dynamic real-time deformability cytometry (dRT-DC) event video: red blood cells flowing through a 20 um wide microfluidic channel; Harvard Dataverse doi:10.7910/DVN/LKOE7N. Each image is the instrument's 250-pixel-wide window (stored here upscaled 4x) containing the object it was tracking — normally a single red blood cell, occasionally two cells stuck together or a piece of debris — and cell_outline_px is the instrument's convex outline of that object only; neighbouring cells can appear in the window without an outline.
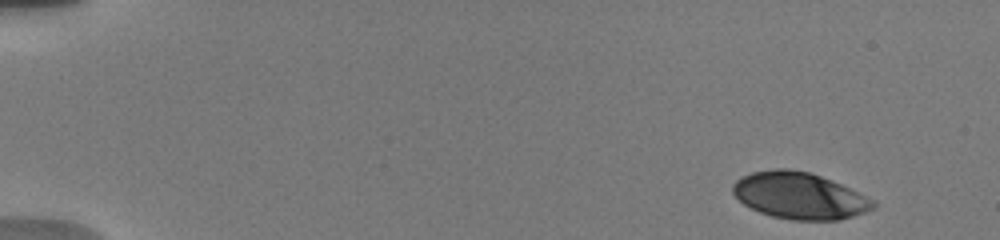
{"species": "human", "species_latin": "Homo sapiens", "temperature_condition": "warm", "stored_images_in_passage": 5, "camera_frame_rate_fps": 3000, "um_per_image_px": 0.085, "donor": {"sex": "male"}, "frame": {"image": 1, "passage_image": 1, "time_ms": 0.0, "image_size_px": [1000, 240], "cell_outline_px": [[876, 208], [840, 220], [792, 220], [772, 216], [760, 212], [744, 204], [732, 192], [732, 184], [736, 180], [752, 172], [776, 168], [788, 168], [808, 172], [820, 176], [840, 184], [872, 200], [876, 204]], "centroid_in_image_um": [67.92, 16.64], "position_along_channel_um": 17.1, "area_um2": 37.69}}
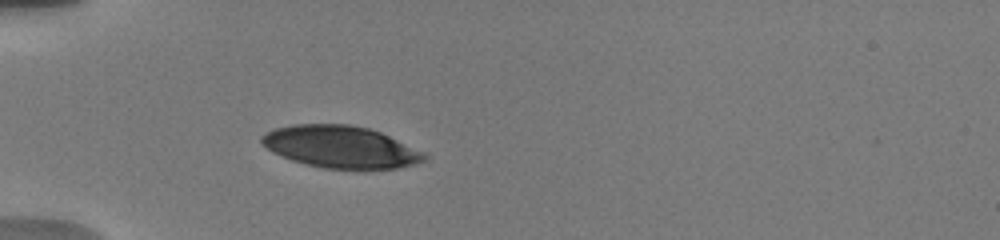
{"frame": {"image": 2, "passage_image": 5, "time_ms": 4.333, "image_size_px": [1000, 240], "cell_outline_px": [[428, 156], [424, 160], [412, 164], [396, 168], [324, 168], [304, 164], [292, 160], [272, 152], [260, 144], [260, 136], [276, 128], [292, 124], [348, 124], [368, 128], [380, 132], [424, 152]], "centroid_in_image_um": [28.9, 12.47], "position_along_channel_um": 56.1, "area_um2": 39.54}}